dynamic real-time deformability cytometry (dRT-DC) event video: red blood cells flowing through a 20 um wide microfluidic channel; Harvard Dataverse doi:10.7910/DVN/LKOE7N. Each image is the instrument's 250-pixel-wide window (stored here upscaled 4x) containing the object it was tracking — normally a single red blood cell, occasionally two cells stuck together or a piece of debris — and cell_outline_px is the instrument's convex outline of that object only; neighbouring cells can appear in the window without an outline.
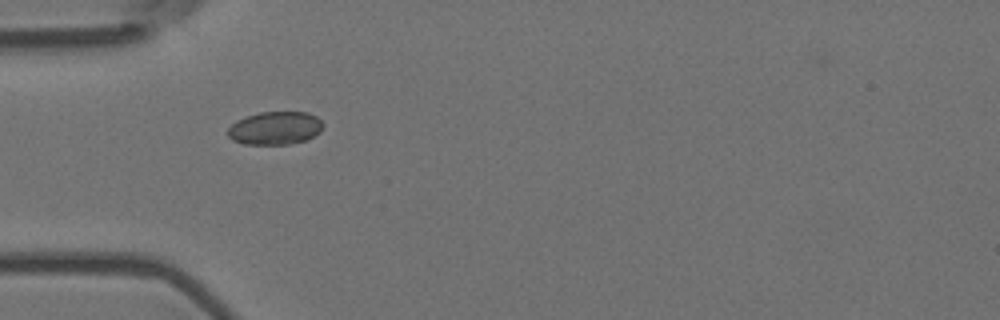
{"species": "Egyptian fruit bat (a non-hibernating species)", "species_latin": "Rousettus aegyptiacus", "temperature_condition": "room temperature", "stored_images_in_passage": 39, "camera_frame_rate_fps": 3000, "um_per_image_px": 0.085, "animal": {"sex": "female"}, "frame": {"image": 1, "passage_image": 1, "time_ms": 0.0, "image_size_px": [1000, 320], "cell_outline_px": [[324, 124], [320, 132], [308, 140], [288, 144], [244, 144], [232, 140], [228, 136], [228, 128], [236, 120], [244, 116], [260, 112], [308, 112], [316, 116]], "centroid_in_image_um": [23.39, 10.88], "position_along_channel_um": 61.6, "area_um2": 18.55}}
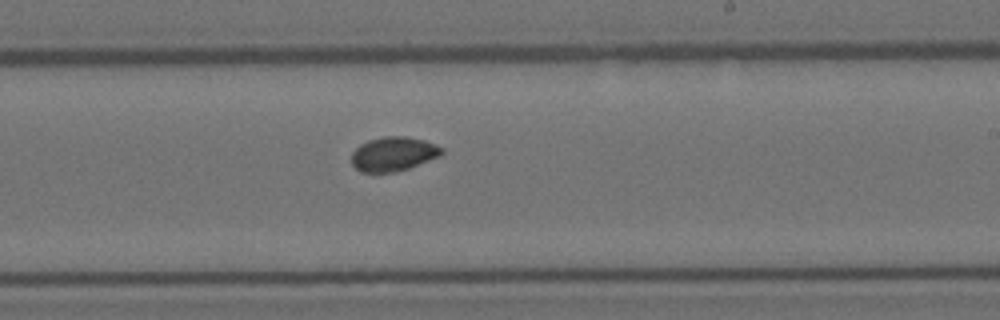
{"frame": {"image": 2, "passage_image": 17, "time_ms": 5.333, "image_size_px": [1000, 320], "cell_outline_px": [[444, 152], [440, 156], [408, 168], [392, 172], [360, 172], [352, 164], [352, 152], [360, 144], [368, 140], [384, 136], [404, 136], [424, 140], [444, 148]], "centroid_in_image_um": [33.43, 13.08], "position_along_channel_um": 255.6, "area_um2": 17.92}}
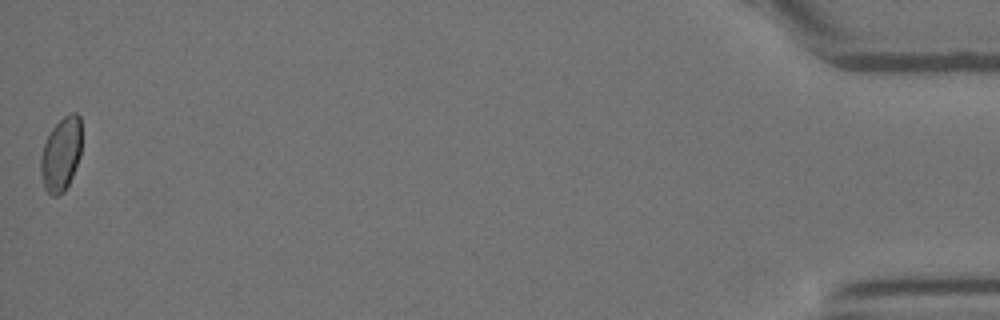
{"frame": {"image": 3, "passage_image": 39, "time_ms": 12.667, "image_size_px": [1000, 320], "cell_outline_px": [[80, 156], [72, 176], [64, 192], [56, 196], [52, 196], [44, 188], [40, 172], [40, 156], [44, 144], [52, 128], [64, 116], [72, 112], [76, 112], [80, 116]], "centroid_in_image_um": [5.17, 13.12], "position_along_channel_um": 430.0, "area_um2": 17.51}}